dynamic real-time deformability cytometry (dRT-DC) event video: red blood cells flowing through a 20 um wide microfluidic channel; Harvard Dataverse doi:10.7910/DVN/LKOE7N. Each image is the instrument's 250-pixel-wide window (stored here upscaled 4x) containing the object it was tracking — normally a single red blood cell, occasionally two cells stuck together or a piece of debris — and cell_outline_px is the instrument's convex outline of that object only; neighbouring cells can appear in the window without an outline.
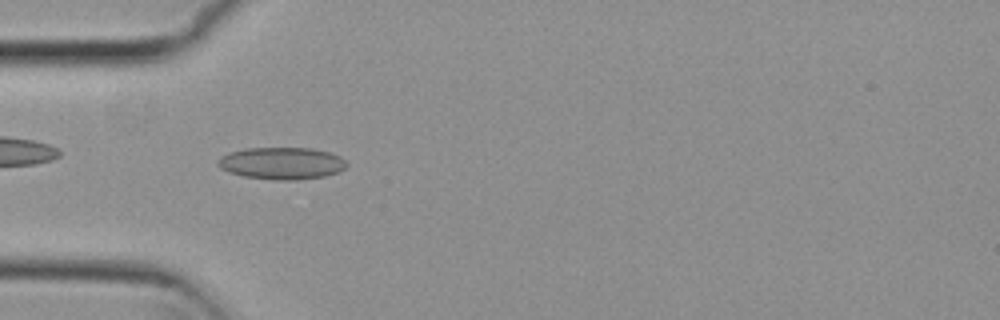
{"species": "common noctule bat (a hibernating species)", "species_latin": "Nyctalus noctula", "temperature_condition": "cold", "stored_images_in_passage": 40, "camera_frame_rate_fps": 3000, "um_per_image_px": 0.085, "animal": {"sex": "female", "body_mass_g": 29.2, "forearm_length_mm": 56.3}, "frame": {"image": 1, "passage_image": 3, "time_ms": 0.667, "image_size_px": [1000, 320], "cell_outline_px": [[348, 164], [340, 172], [324, 176], [296, 180], [272, 180], [244, 176], [228, 172], [220, 168], [216, 164], [216, 160], [232, 152], [244, 148], [312, 148], [328, 152], [340, 156]], "centroid_in_image_um": [23.95, 13.88], "position_along_channel_um": 61.0, "area_um2": 24.1}}
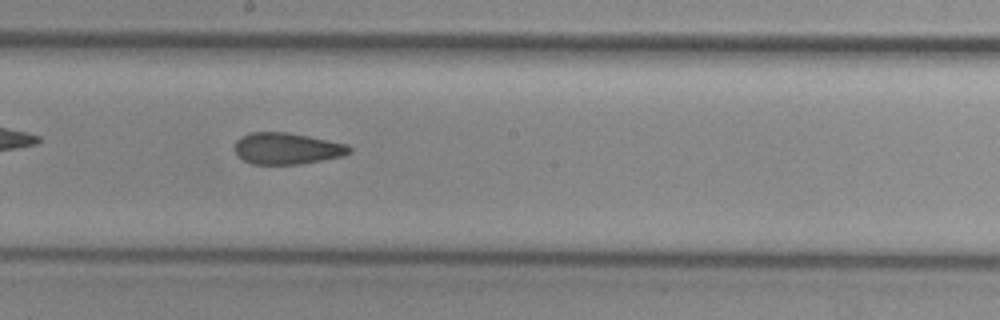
{"frame": {"image": 2, "passage_image": 16, "time_ms": 5.0, "image_size_px": [1000, 320], "cell_outline_px": [[352, 152], [344, 156], [300, 164], [252, 164], [244, 160], [236, 152], [236, 140], [240, 136], [252, 132], [288, 132], [348, 144], [352, 148]], "centroid_in_image_um": [24.43, 12.62], "position_along_channel_um": 223.8, "area_um2": 21.04}}
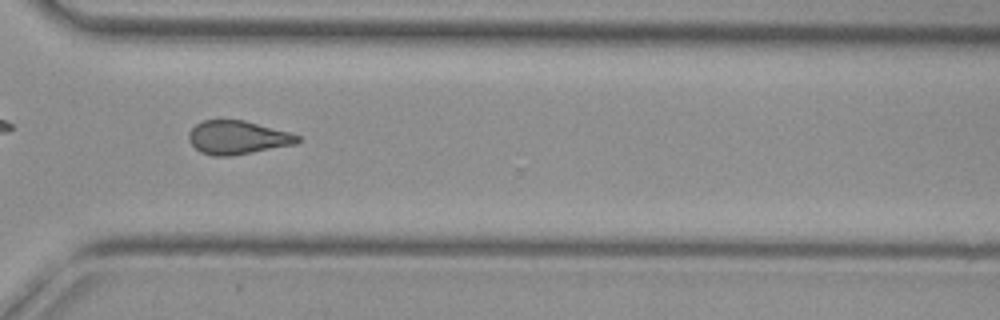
{"frame": {"image": 3, "passage_image": 26, "time_ms": 8.333, "image_size_px": [1000, 320], "cell_outline_px": [[300, 140], [296, 144], [252, 152], [228, 156], [216, 156], [200, 152], [188, 140], [188, 132], [196, 124], [204, 120], [244, 120], [288, 132], [300, 136]], "centroid_in_image_um": [20.17, 11.68], "position_along_channel_um": 350.4, "area_um2": 21.04}, "authors_computed_cell_mechanics": {"area_um2": 21.5305, "velocity_mm_per_s": 3.8039, "shape_relaxation_time_tau1_ms": null, "shape_relaxation_time_tau2_ms": 2.3531, "deformation_change_tau1": null, "deformation_change_tau2": 0.1097}}